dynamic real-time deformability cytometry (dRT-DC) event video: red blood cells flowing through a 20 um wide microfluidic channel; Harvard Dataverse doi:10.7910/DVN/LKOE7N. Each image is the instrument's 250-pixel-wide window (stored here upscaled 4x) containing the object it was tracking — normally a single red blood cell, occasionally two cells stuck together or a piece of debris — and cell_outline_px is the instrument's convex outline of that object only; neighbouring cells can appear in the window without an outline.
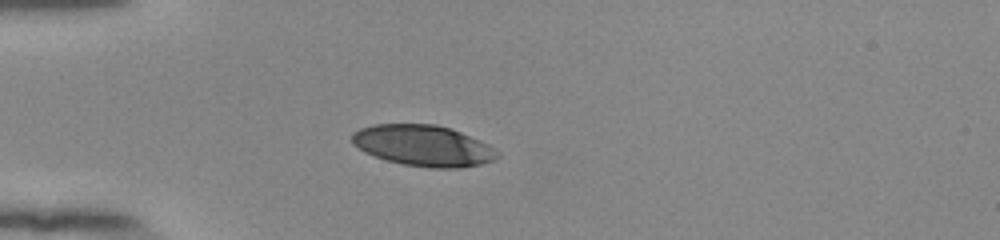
{"species": "human", "species_latin": "Homo sapiens", "temperature_condition": "room temperature", "stored_images_in_passage": 39, "camera_frame_rate_fps": 3000, "um_per_image_px": 0.085, "donor": {"sex": "female"}, "frame": {"image": 1, "passage_image": 1, "time_ms": 0.0, "image_size_px": [1000, 240], "cell_outline_px": [[500, 156], [492, 160], [480, 164], [460, 168], [428, 168], [404, 164], [388, 160], [364, 152], [352, 144], [352, 132], [360, 128], [372, 124], [436, 124], [460, 132], [488, 144], [500, 152]], "centroid_in_image_um": [35.96, 12.38], "position_along_channel_um": 49.0, "area_um2": 34.68}}
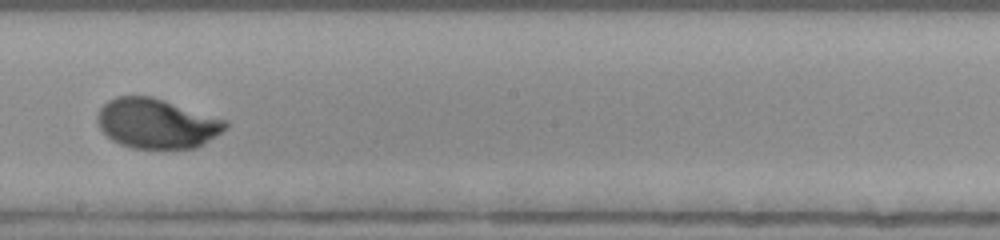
{"frame": {"image": 2, "passage_image": 17, "time_ms": 5.333, "image_size_px": [1000, 240], "cell_outline_px": [[228, 128], [216, 136], [196, 148], [132, 148], [120, 144], [112, 140], [100, 128], [96, 120], [96, 116], [100, 108], [108, 100], [116, 96], [152, 96], [228, 120]], "centroid_in_image_um": [13.33, 10.49], "position_along_channel_um": 234.9, "area_um2": 37.28}}
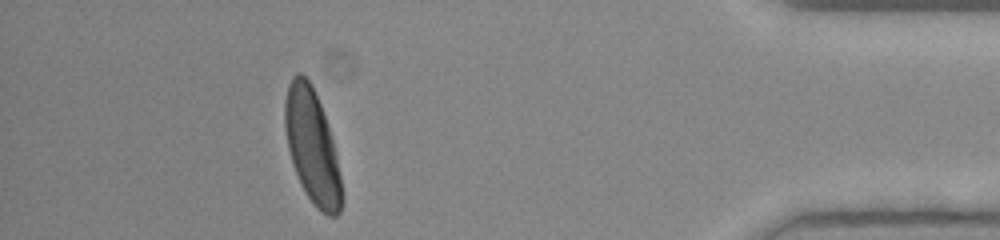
{"frame": {"image": 3, "passage_image": 34, "time_ms": 11.0, "image_size_px": [1000, 240], "cell_outline_px": [[344, 200], [340, 212], [336, 216], [328, 216], [320, 212], [316, 208], [300, 184], [292, 164], [288, 148], [284, 124], [284, 100], [288, 84], [292, 76], [296, 72], [300, 72], [312, 84], [320, 104], [332, 140], [336, 156], [344, 196]], "centroid_in_image_um": [26.52, 12.47], "position_along_channel_um": 408.7, "area_um2": 37.8}, "authors_computed_cell_mechanics": {"area_um2": 37.1654, "velocity_mm_per_s": 3.8659, "shape_relaxation_time_tau1_ms": 2.4687, "shape_relaxation_time_tau2_ms": null, "deformation_change_tau1": 0.1562, "deformation_change_tau2": null}}